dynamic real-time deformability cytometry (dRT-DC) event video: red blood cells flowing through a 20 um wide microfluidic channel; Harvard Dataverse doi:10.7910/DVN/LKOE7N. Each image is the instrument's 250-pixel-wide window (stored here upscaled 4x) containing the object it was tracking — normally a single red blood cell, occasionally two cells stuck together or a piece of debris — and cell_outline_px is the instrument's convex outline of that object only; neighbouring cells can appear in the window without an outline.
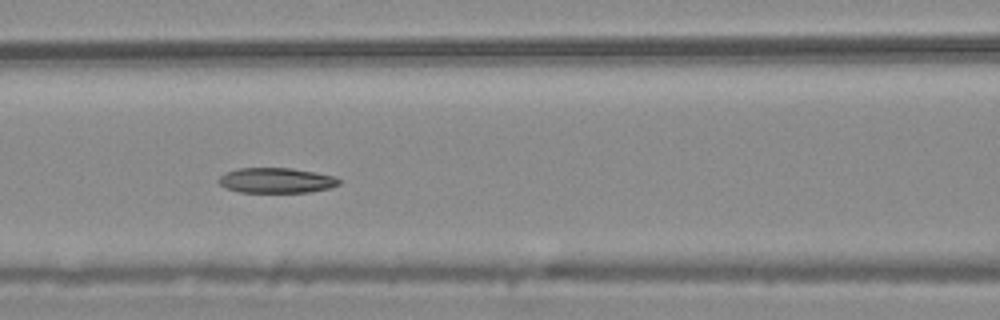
{"species": "common noctule bat (a hibernating species)", "species_latin": "Nyctalus noctula", "temperature_condition": "warm", "stored_images_in_passage": 9, "camera_frame_rate_fps": 3000, "um_per_image_px": 0.085, "animal": {"sex": "male", "body_mass_g": 20.4}, "frame": {"image": 1, "passage_image": 6, "time_ms": 1.667, "image_size_px": [1000, 320], "cell_outline_px": [[340, 184], [332, 188], [308, 192], [240, 192], [224, 188], [216, 180], [224, 172], [236, 168], [292, 168], [316, 172], [332, 176], [340, 180]], "centroid_in_image_um": [23.45, 15.33], "position_along_channel_um": 143.2, "area_um2": 17.86}}
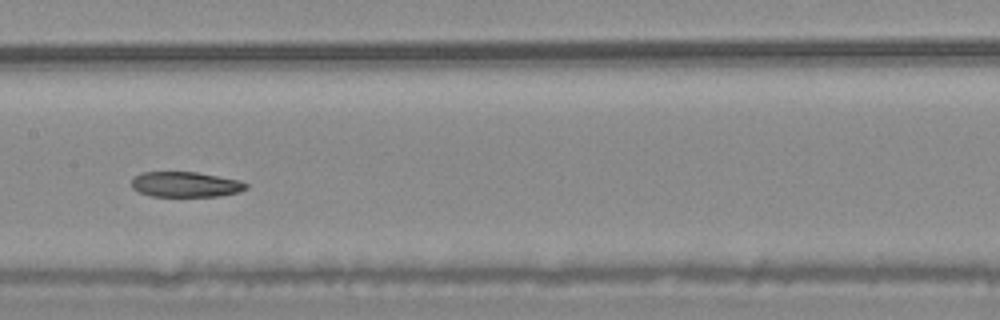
{"frame": {"image": 2, "passage_image": 7, "time_ms": 2.0, "image_size_px": [1000, 320], "cell_outline_px": [[248, 188], [240, 192], [220, 196], [152, 196], [140, 192], [132, 188], [132, 176], [140, 172], [196, 172], [240, 180], [248, 184]], "centroid_in_image_um": [15.78, 15.67], "position_along_channel_um": 191.6, "area_um2": 16.99}}
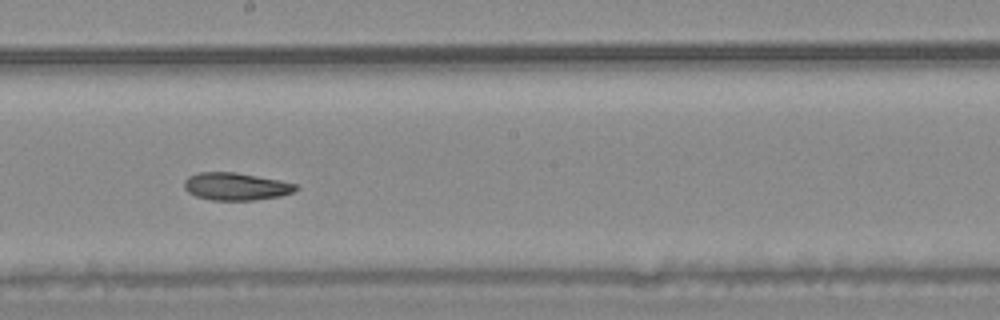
{"frame": {"image": 3, "passage_image": 8, "time_ms": 2.333, "image_size_px": [1000, 320], "cell_outline_px": [[300, 188], [292, 192], [280, 196], [252, 200], [212, 200], [196, 196], [188, 192], [184, 188], [184, 180], [188, 176], [196, 172], [236, 172], [280, 180], [296, 184]], "centroid_in_image_um": [20.03, 15.84], "position_along_channel_um": 228.2, "area_um2": 17.98}}